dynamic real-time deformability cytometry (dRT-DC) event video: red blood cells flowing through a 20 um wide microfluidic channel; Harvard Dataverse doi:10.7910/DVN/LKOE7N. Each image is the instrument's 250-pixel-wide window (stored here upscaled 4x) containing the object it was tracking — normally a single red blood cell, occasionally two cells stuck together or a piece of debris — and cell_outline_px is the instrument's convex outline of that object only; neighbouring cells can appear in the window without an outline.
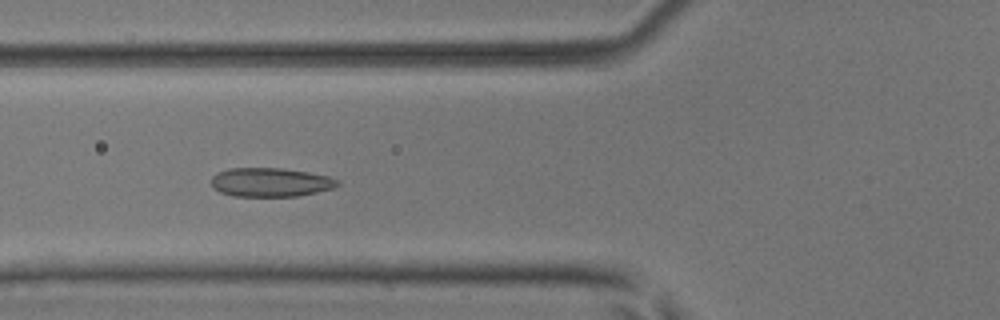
{"species": "common noctule bat (a hibernating species)", "species_latin": "Nyctalus noctula", "temperature_condition": "room temperature", "stored_images_in_passage": 55, "camera_frame_rate_fps": 3000, "um_per_image_px": 0.085, "animal": {"sex": "male", "body_mass_g": 17.9, "forearm_length_mm": 54.2}, "frame": {"image": 1, "passage_image": 21, "time_ms": 6.667, "image_size_px": [1000, 320], "cell_outline_px": [[340, 184], [332, 188], [316, 192], [296, 196], [232, 196], [220, 192], [212, 188], [212, 176], [228, 168], [280, 168], [308, 172], [328, 176], [340, 180]], "centroid_in_image_um": [22.99, 15.49], "position_along_channel_um": 102.8, "area_um2": 21.21}}
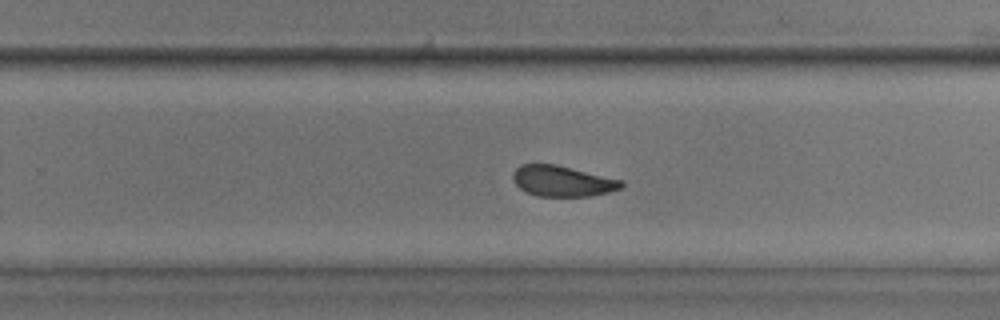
{"frame": {"image": 2, "passage_image": 35, "time_ms": 11.333, "image_size_px": [1000, 320], "cell_outline_px": [[624, 184], [620, 188], [608, 192], [592, 196], [536, 196], [520, 188], [516, 184], [512, 176], [512, 172], [520, 164], [556, 164], [624, 180]], "centroid_in_image_um": [47.81, 15.38], "position_along_channel_um": 282.0, "area_um2": 19.48}}
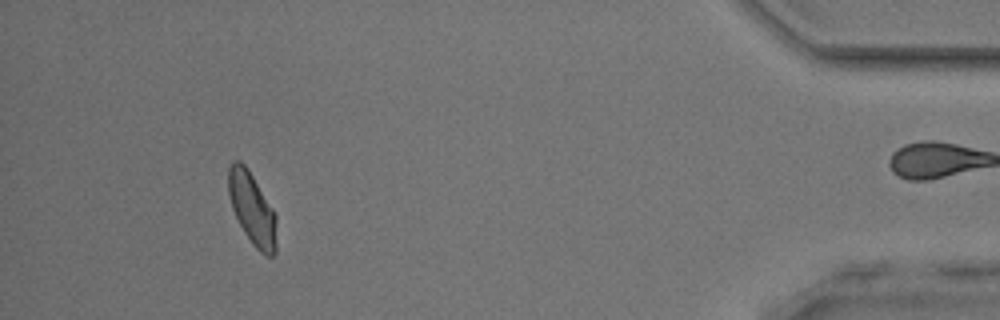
{"frame": {"image": 3, "passage_image": 50, "time_ms": 16.333, "image_size_px": [1000, 320], "cell_outline_px": [[276, 252], [272, 256], [264, 256], [252, 244], [244, 232], [232, 208], [228, 192], [228, 168], [236, 160], [240, 160], [248, 168], [272, 208], [276, 216]], "centroid_in_image_um": [21.43, 17.76], "position_along_channel_um": 413.8, "area_um2": 20.11}}